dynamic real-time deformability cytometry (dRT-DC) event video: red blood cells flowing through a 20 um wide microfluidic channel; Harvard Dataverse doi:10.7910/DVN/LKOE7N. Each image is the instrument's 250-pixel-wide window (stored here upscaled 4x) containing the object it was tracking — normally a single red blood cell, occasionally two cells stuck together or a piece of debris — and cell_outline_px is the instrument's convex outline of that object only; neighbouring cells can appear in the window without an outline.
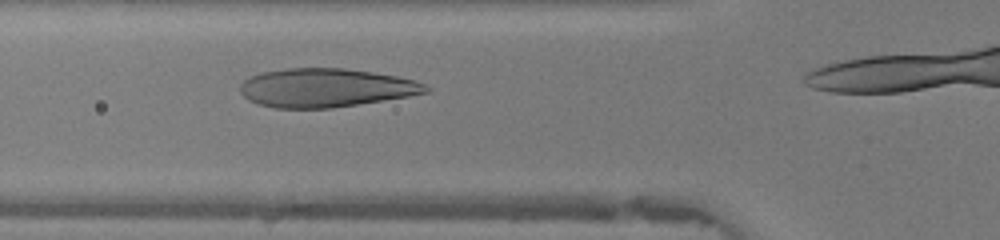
{"species": "human", "species_latin": "Homo sapiens", "temperature_condition": "warm", "stored_images_in_passage": 15, "camera_frame_rate_fps": 3000, "um_per_image_px": 0.085, "donor": {"sex": "female"}, "frame": {"image": 1, "passage_image": 6, "time_ms": 1.667, "image_size_px": [1000, 240], "cell_outline_px": [[432, 88], [428, 92], [408, 96], [332, 108], [276, 108], [260, 104], [248, 100], [240, 92], [240, 84], [248, 76], [260, 72], [288, 68], [344, 68], [372, 72], [396, 76], [416, 80]], "centroid_in_image_um": [27.67, 7.45], "position_along_channel_um": 98.1, "area_um2": 41.85}}
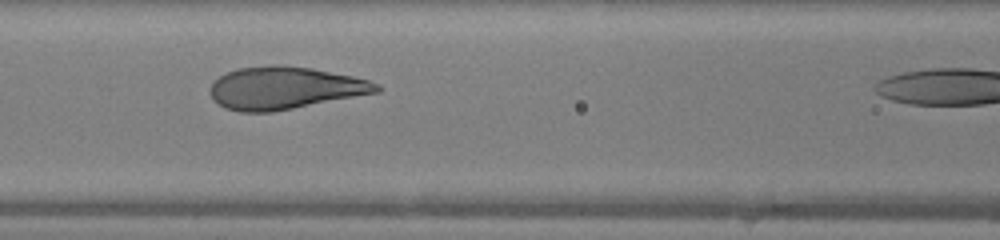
{"frame": {"image": 2, "passage_image": 9, "time_ms": 2.667, "image_size_px": [1000, 240], "cell_outline_px": [[380, 92], [272, 112], [240, 112], [224, 108], [212, 96], [212, 84], [220, 76], [236, 68], [272, 64], [276, 64], [308, 68], [352, 76], [368, 80], [376, 84], [380, 88]], "centroid_in_image_um": [24.2, 7.48], "position_along_channel_um": 142.4, "area_um2": 40.69}}
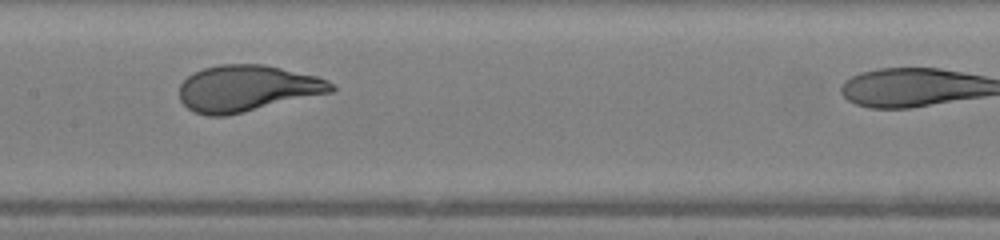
{"frame": {"image": 3, "passage_image": 12, "time_ms": 3.667, "image_size_px": [1000, 240], "cell_outline_px": [[336, 88], [332, 92], [244, 112], [224, 116], [208, 116], [196, 112], [188, 108], [180, 100], [180, 84], [192, 72], [204, 68], [220, 64], [264, 64], [316, 76], [328, 80]], "centroid_in_image_um": [20.99, 7.5], "position_along_channel_um": 186.4, "area_um2": 40.86}}